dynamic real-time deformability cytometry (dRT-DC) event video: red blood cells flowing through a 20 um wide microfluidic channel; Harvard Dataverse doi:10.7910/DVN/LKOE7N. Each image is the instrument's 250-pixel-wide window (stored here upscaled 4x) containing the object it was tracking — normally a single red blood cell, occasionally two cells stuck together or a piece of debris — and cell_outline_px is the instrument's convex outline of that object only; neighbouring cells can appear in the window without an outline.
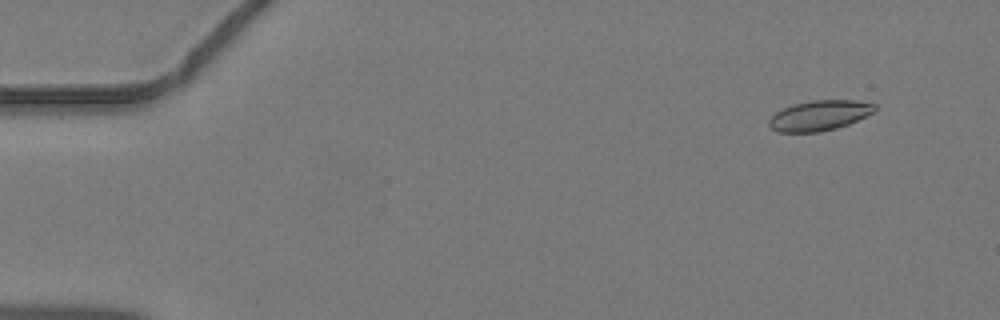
{"species": "common noctule bat (a hibernating species)", "species_latin": "Nyctalus noctula", "temperature_condition": "warm", "stored_images_in_passage": 44, "camera_frame_rate_fps": 3000, "um_per_image_px": 0.085, "animal": {"sex": "male", "body_mass_g": 19.2, "forearm_length_mm": 51.8}, "frame": {"image": 1, "passage_image": 4, "time_ms": 1.0, "image_size_px": [1000, 320], "cell_outline_px": [[876, 108], [872, 112], [848, 124], [836, 128], [820, 132], [780, 132], [772, 128], [768, 124], [768, 120], [776, 112], [792, 104], [812, 100], [852, 100], [876, 104]], "centroid_in_image_um": [69.62, 9.81], "position_along_channel_um": 15.4, "area_um2": 18.38}}
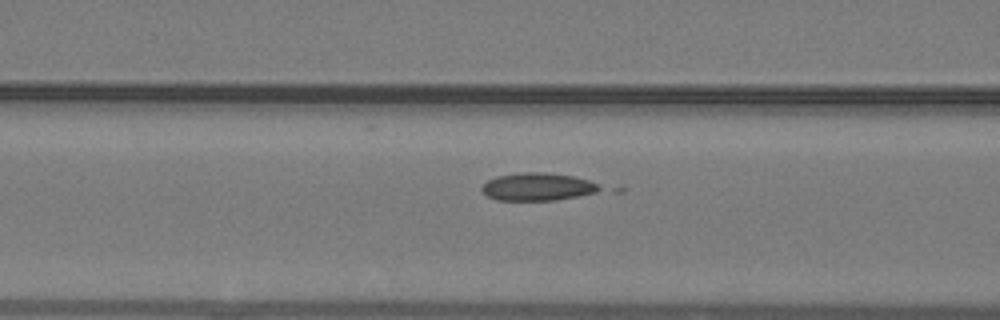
{"frame": {"image": 2, "passage_image": 19, "time_ms": 6.0, "image_size_px": [1000, 320], "cell_outline_px": [[624, 192], [556, 200], [496, 200], [488, 196], [480, 188], [488, 180], [496, 176], [520, 172], [544, 172], [572, 176], [624, 188]], "centroid_in_image_um": [46.23, 15.9], "position_along_channel_um": 120.4, "area_um2": 21.04}}
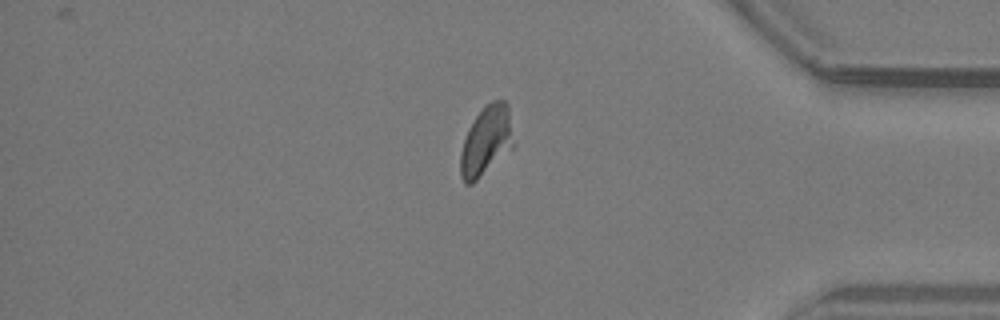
{"frame": {"image": 3, "passage_image": 39, "time_ms": 12.667, "image_size_px": [1000, 320], "cell_outline_px": [[516, 144], [512, 148], [472, 184], [464, 184], [460, 176], [460, 152], [468, 128], [476, 116], [492, 100], [504, 100], [508, 104]], "centroid_in_image_um": [41.35, 11.98], "position_along_channel_um": 393.9, "area_um2": 21.62}}